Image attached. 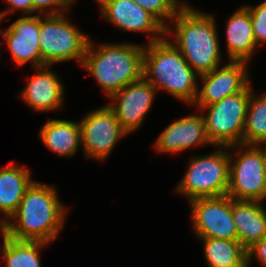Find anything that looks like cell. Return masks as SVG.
I'll list each match as a JSON object with an SVG mask.
<instances>
[{"instance_id": "cell-25", "label": "cell", "mask_w": 266, "mask_h": 267, "mask_svg": "<svg viewBox=\"0 0 266 267\" xmlns=\"http://www.w3.org/2000/svg\"><path fill=\"white\" fill-rule=\"evenodd\" d=\"M143 9L155 16L165 27L168 25L166 20L171 19L177 14L168 0H133ZM166 21V22H165Z\"/></svg>"}, {"instance_id": "cell-4", "label": "cell", "mask_w": 266, "mask_h": 267, "mask_svg": "<svg viewBox=\"0 0 266 267\" xmlns=\"http://www.w3.org/2000/svg\"><path fill=\"white\" fill-rule=\"evenodd\" d=\"M164 37L144 45L143 77L158 91L187 105L193 104L198 92L199 76L186 62L181 52Z\"/></svg>"}, {"instance_id": "cell-29", "label": "cell", "mask_w": 266, "mask_h": 267, "mask_svg": "<svg viewBox=\"0 0 266 267\" xmlns=\"http://www.w3.org/2000/svg\"><path fill=\"white\" fill-rule=\"evenodd\" d=\"M168 1L177 12L197 11L195 8H193V6H190L186 2L183 3L180 0H168Z\"/></svg>"}, {"instance_id": "cell-13", "label": "cell", "mask_w": 266, "mask_h": 267, "mask_svg": "<svg viewBox=\"0 0 266 267\" xmlns=\"http://www.w3.org/2000/svg\"><path fill=\"white\" fill-rule=\"evenodd\" d=\"M248 62L229 60L222 67L218 66L211 72L199 75L203 83L198 87L195 101L192 105L207 106L221 101L227 96L242 92L250 83Z\"/></svg>"}, {"instance_id": "cell-18", "label": "cell", "mask_w": 266, "mask_h": 267, "mask_svg": "<svg viewBox=\"0 0 266 267\" xmlns=\"http://www.w3.org/2000/svg\"><path fill=\"white\" fill-rule=\"evenodd\" d=\"M225 30L228 60L249 62L257 48L249 11L239 7L228 18Z\"/></svg>"}, {"instance_id": "cell-11", "label": "cell", "mask_w": 266, "mask_h": 267, "mask_svg": "<svg viewBox=\"0 0 266 267\" xmlns=\"http://www.w3.org/2000/svg\"><path fill=\"white\" fill-rule=\"evenodd\" d=\"M157 89L144 77L126 85L109 97L108 107L114 112L122 128L131 134L143 124Z\"/></svg>"}, {"instance_id": "cell-30", "label": "cell", "mask_w": 266, "mask_h": 267, "mask_svg": "<svg viewBox=\"0 0 266 267\" xmlns=\"http://www.w3.org/2000/svg\"><path fill=\"white\" fill-rule=\"evenodd\" d=\"M258 146L263 150V153L265 156V162H266V143L260 144Z\"/></svg>"}, {"instance_id": "cell-14", "label": "cell", "mask_w": 266, "mask_h": 267, "mask_svg": "<svg viewBox=\"0 0 266 267\" xmlns=\"http://www.w3.org/2000/svg\"><path fill=\"white\" fill-rule=\"evenodd\" d=\"M40 15H24L6 30L0 29L13 60L18 66L31 62L34 68L41 67L39 47Z\"/></svg>"}, {"instance_id": "cell-7", "label": "cell", "mask_w": 266, "mask_h": 267, "mask_svg": "<svg viewBox=\"0 0 266 267\" xmlns=\"http://www.w3.org/2000/svg\"><path fill=\"white\" fill-rule=\"evenodd\" d=\"M251 84L242 92L227 96L207 106H197L206 111L203 115L206 133L214 146L242 144L246 114L251 94Z\"/></svg>"}, {"instance_id": "cell-24", "label": "cell", "mask_w": 266, "mask_h": 267, "mask_svg": "<svg viewBox=\"0 0 266 267\" xmlns=\"http://www.w3.org/2000/svg\"><path fill=\"white\" fill-rule=\"evenodd\" d=\"M249 11L257 48L266 43V0L256 6L244 5Z\"/></svg>"}, {"instance_id": "cell-16", "label": "cell", "mask_w": 266, "mask_h": 267, "mask_svg": "<svg viewBox=\"0 0 266 267\" xmlns=\"http://www.w3.org/2000/svg\"><path fill=\"white\" fill-rule=\"evenodd\" d=\"M51 66L35 68L38 71L27 81L19 94L22 101L32 110L49 112L60 109L64 100V86Z\"/></svg>"}, {"instance_id": "cell-27", "label": "cell", "mask_w": 266, "mask_h": 267, "mask_svg": "<svg viewBox=\"0 0 266 267\" xmlns=\"http://www.w3.org/2000/svg\"><path fill=\"white\" fill-rule=\"evenodd\" d=\"M8 7L6 10L0 12V20L3 21L5 17L13 12L21 11L24 15H35V9L32 5V0H5Z\"/></svg>"}, {"instance_id": "cell-23", "label": "cell", "mask_w": 266, "mask_h": 267, "mask_svg": "<svg viewBox=\"0 0 266 267\" xmlns=\"http://www.w3.org/2000/svg\"><path fill=\"white\" fill-rule=\"evenodd\" d=\"M251 90L246 114L242 144L260 145L266 143V91L254 94Z\"/></svg>"}, {"instance_id": "cell-2", "label": "cell", "mask_w": 266, "mask_h": 267, "mask_svg": "<svg viewBox=\"0 0 266 267\" xmlns=\"http://www.w3.org/2000/svg\"><path fill=\"white\" fill-rule=\"evenodd\" d=\"M171 22L174 26L168 23L165 36H172V44L198 75L220 66V39L212 14L200 11L177 12Z\"/></svg>"}, {"instance_id": "cell-28", "label": "cell", "mask_w": 266, "mask_h": 267, "mask_svg": "<svg viewBox=\"0 0 266 267\" xmlns=\"http://www.w3.org/2000/svg\"><path fill=\"white\" fill-rule=\"evenodd\" d=\"M253 257L259 261L261 266L266 267V236L247 249V267H251Z\"/></svg>"}, {"instance_id": "cell-3", "label": "cell", "mask_w": 266, "mask_h": 267, "mask_svg": "<svg viewBox=\"0 0 266 267\" xmlns=\"http://www.w3.org/2000/svg\"><path fill=\"white\" fill-rule=\"evenodd\" d=\"M94 47L90 39L82 67L93 76L108 98L143 77L144 45L119 42Z\"/></svg>"}, {"instance_id": "cell-17", "label": "cell", "mask_w": 266, "mask_h": 267, "mask_svg": "<svg viewBox=\"0 0 266 267\" xmlns=\"http://www.w3.org/2000/svg\"><path fill=\"white\" fill-rule=\"evenodd\" d=\"M266 207L260 201L232 199V218L238 242L247 250L266 236Z\"/></svg>"}, {"instance_id": "cell-12", "label": "cell", "mask_w": 266, "mask_h": 267, "mask_svg": "<svg viewBox=\"0 0 266 267\" xmlns=\"http://www.w3.org/2000/svg\"><path fill=\"white\" fill-rule=\"evenodd\" d=\"M102 18L127 32L148 34V43L165 37L166 27L133 0H96Z\"/></svg>"}, {"instance_id": "cell-26", "label": "cell", "mask_w": 266, "mask_h": 267, "mask_svg": "<svg viewBox=\"0 0 266 267\" xmlns=\"http://www.w3.org/2000/svg\"><path fill=\"white\" fill-rule=\"evenodd\" d=\"M74 1L75 0H32V5L36 15H55L65 13L66 10L72 7Z\"/></svg>"}, {"instance_id": "cell-20", "label": "cell", "mask_w": 266, "mask_h": 267, "mask_svg": "<svg viewBox=\"0 0 266 267\" xmlns=\"http://www.w3.org/2000/svg\"><path fill=\"white\" fill-rule=\"evenodd\" d=\"M48 119L39 130L44 145L60 157L76 155L81 145L80 124L65 119Z\"/></svg>"}, {"instance_id": "cell-8", "label": "cell", "mask_w": 266, "mask_h": 267, "mask_svg": "<svg viewBox=\"0 0 266 267\" xmlns=\"http://www.w3.org/2000/svg\"><path fill=\"white\" fill-rule=\"evenodd\" d=\"M237 147L233 159L231 149ZM239 149V150H238ZM227 195L234 200L264 201L266 199V162L258 145H232ZM234 160V161H232Z\"/></svg>"}, {"instance_id": "cell-1", "label": "cell", "mask_w": 266, "mask_h": 267, "mask_svg": "<svg viewBox=\"0 0 266 267\" xmlns=\"http://www.w3.org/2000/svg\"><path fill=\"white\" fill-rule=\"evenodd\" d=\"M67 211L55 187L34 181L15 213L3 224L4 234L15 240L50 244L64 227Z\"/></svg>"}, {"instance_id": "cell-9", "label": "cell", "mask_w": 266, "mask_h": 267, "mask_svg": "<svg viewBox=\"0 0 266 267\" xmlns=\"http://www.w3.org/2000/svg\"><path fill=\"white\" fill-rule=\"evenodd\" d=\"M81 147L86 158L104 162L115 144L129 135L108 105L94 109L79 122Z\"/></svg>"}, {"instance_id": "cell-15", "label": "cell", "mask_w": 266, "mask_h": 267, "mask_svg": "<svg viewBox=\"0 0 266 267\" xmlns=\"http://www.w3.org/2000/svg\"><path fill=\"white\" fill-rule=\"evenodd\" d=\"M213 145L209 140L203 114L189 115L168 125L154 143L160 153H179L186 149Z\"/></svg>"}, {"instance_id": "cell-6", "label": "cell", "mask_w": 266, "mask_h": 267, "mask_svg": "<svg viewBox=\"0 0 266 267\" xmlns=\"http://www.w3.org/2000/svg\"><path fill=\"white\" fill-rule=\"evenodd\" d=\"M39 39L41 67L74 59L82 66L90 40L69 22L65 13L40 15Z\"/></svg>"}, {"instance_id": "cell-5", "label": "cell", "mask_w": 266, "mask_h": 267, "mask_svg": "<svg viewBox=\"0 0 266 267\" xmlns=\"http://www.w3.org/2000/svg\"><path fill=\"white\" fill-rule=\"evenodd\" d=\"M187 167L182 180L176 185L177 194H183L189 202L196 198L227 195L230 174L229 146H217V150L209 155L195 156L190 159Z\"/></svg>"}, {"instance_id": "cell-21", "label": "cell", "mask_w": 266, "mask_h": 267, "mask_svg": "<svg viewBox=\"0 0 266 267\" xmlns=\"http://www.w3.org/2000/svg\"><path fill=\"white\" fill-rule=\"evenodd\" d=\"M204 246L208 267H247V250L238 242L219 238H198Z\"/></svg>"}, {"instance_id": "cell-10", "label": "cell", "mask_w": 266, "mask_h": 267, "mask_svg": "<svg viewBox=\"0 0 266 267\" xmlns=\"http://www.w3.org/2000/svg\"><path fill=\"white\" fill-rule=\"evenodd\" d=\"M193 230L198 238H219L238 241V233L232 218V198H196L191 200Z\"/></svg>"}, {"instance_id": "cell-22", "label": "cell", "mask_w": 266, "mask_h": 267, "mask_svg": "<svg viewBox=\"0 0 266 267\" xmlns=\"http://www.w3.org/2000/svg\"><path fill=\"white\" fill-rule=\"evenodd\" d=\"M0 253L6 267H41L39 252L49 243L43 241L15 240L2 234Z\"/></svg>"}, {"instance_id": "cell-19", "label": "cell", "mask_w": 266, "mask_h": 267, "mask_svg": "<svg viewBox=\"0 0 266 267\" xmlns=\"http://www.w3.org/2000/svg\"><path fill=\"white\" fill-rule=\"evenodd\" d=\"M31 172L23 166L10 162L0 169V212L5 216L2 223L15 213L26 190L34 182Z\"/></svg>"}]
</instances>
